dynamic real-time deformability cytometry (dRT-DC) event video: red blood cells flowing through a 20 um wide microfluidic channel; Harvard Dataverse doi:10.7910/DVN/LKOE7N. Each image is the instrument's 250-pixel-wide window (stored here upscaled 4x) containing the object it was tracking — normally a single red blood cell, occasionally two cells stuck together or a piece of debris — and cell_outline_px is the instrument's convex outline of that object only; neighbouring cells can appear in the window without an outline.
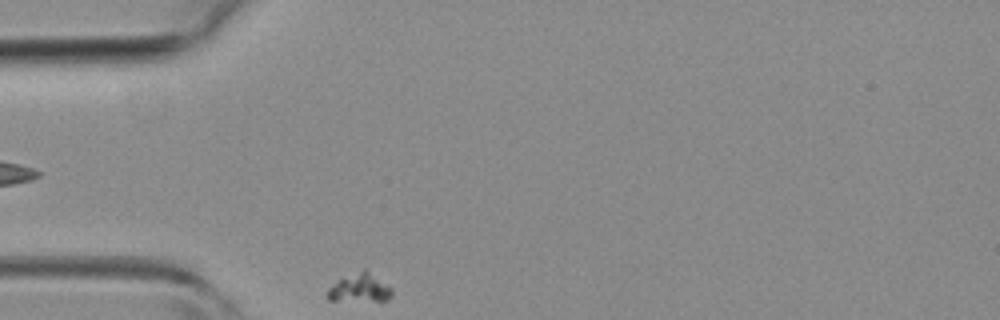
{"species": "common noctule bat (a hibernating species)", "species_latin": "Nyctalus noctula", "temperature_condition": "room temperature", "stored_images_in_passage": 5, "segment_of_instrument_passage": [2, 2], "camera_frame_rate_fps": 3000, "um_per_image_px": 0.085, "animal": {"sex": "female", "body_mass_g": 19.3, "forearm_length_mm": 54.1}, "frame": {"image": 1, "passage_image": 4, "time_ms": 3.333, "image_size_px": [1000, 320], "cell_outline_px": [[392, 296], [388, 300], [328, 300], [328, 288], [340, 280], [364, 268], [392, 288]], "centroid_in_image_um": [30.61, 24.48], "position_along_channel_um": 54.4, "area_um2": 10.29}}